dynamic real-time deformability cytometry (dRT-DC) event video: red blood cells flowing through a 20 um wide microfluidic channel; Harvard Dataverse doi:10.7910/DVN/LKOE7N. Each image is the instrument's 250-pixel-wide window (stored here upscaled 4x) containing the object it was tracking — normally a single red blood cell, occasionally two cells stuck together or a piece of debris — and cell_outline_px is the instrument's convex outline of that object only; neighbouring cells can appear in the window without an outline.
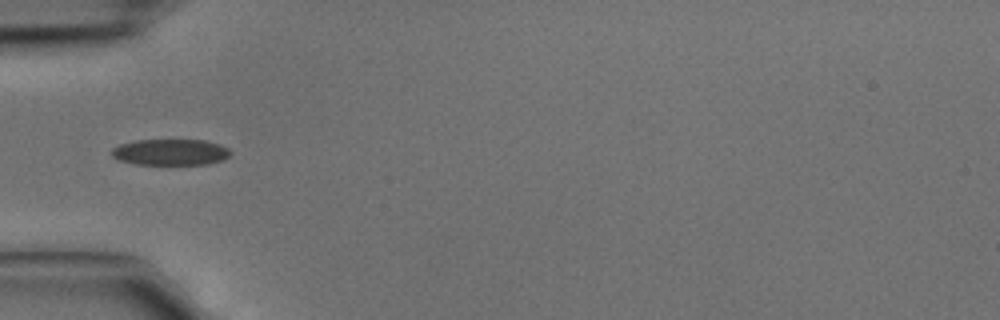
{"species": "common noctule bat (a hibernating species)", "species_latin": "Nyctalus noctula", "temperature_condition": "cold", "stored_images_in_passage": 4, "camera_frame_rate_fps": 3000, "um_per_image_px": 0.085, "animal": {"sex": "male", "body_mass_g": 15.6}, "frame": {"image": 1, "passage_image": 1, "time_ms": 0.0, "image_size_px": [1000, 320], "cell_outline_px": [[232, 152], [224, 160], [208, 164], [136, 164], [116, 160], [112, 156], [112, 148], [120, 144], [136, 140], [204, 140], [220, 144], [228, 148]], "centroid_in_image_um": [14.49, 12.93], "position_along_channel_um": 70.5, "area_um2": 18.21}}